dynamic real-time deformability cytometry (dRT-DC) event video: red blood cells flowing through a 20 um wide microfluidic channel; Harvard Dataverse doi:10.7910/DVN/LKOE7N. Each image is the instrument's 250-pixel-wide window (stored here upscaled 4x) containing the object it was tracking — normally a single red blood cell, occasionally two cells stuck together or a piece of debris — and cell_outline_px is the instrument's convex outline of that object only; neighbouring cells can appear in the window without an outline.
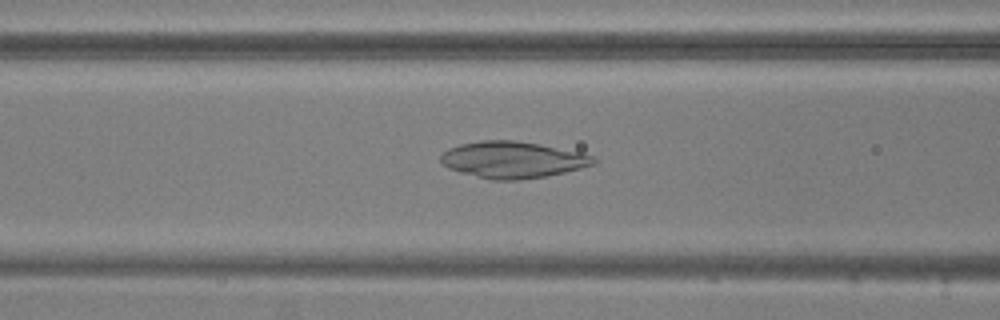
{"species": "common noctule bat (a hibernating species)", "species_latin": "Nyctalus noctula", "temperature_condition": "warm", "stored_images_in_passage": 49, "camera_frame_rate_fps": 3000, "um_per_image_px": 0.085, "animal": {"sex": "male", "body_mass_g": 20.5, "forearm_length_mm": 52.5}, "frame": {"image": 1, "passage_image": 16, "time_ms": 5.0, "image_size_px": [1000, 320], "cell_outline_px": [[596, 164], [548, 176], [520, 180], [492, 180], [460, 172], [448, 168], [440, 160], [440, 156], [448, 148], [460, 144], [480, 140], [512, 140], [540, 144], [580, 152], [592, 156], [596, 160]], "centroid_in_image_um": [43.57, 13.58], "position_along_channel_um": 123.0, "area_um2": 32.54}}
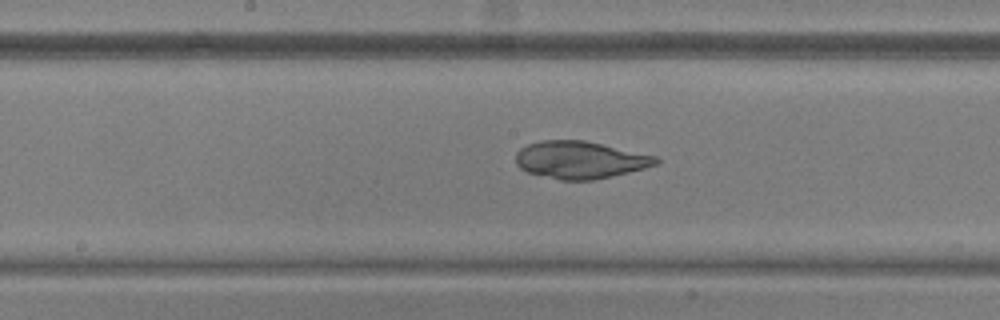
{"frame": {"image": 2, "passage_image": 22, "time_ms": 7.0, "image_size_px": [1000, 320], "cell_outline_px": [[660, 160], [656, 164], [644, 168], [628, 172], [592, 180], [560, 180], [528, 172], [520, 168], [516, 164], [516, 152], [520, 148], [528, 144], [540, 140], [584, 140], [656, 156]], "centroid_in_image_um": [49.27, 13.58], "position_along_channel_um": 198.9, "area_um2": 30.29}}
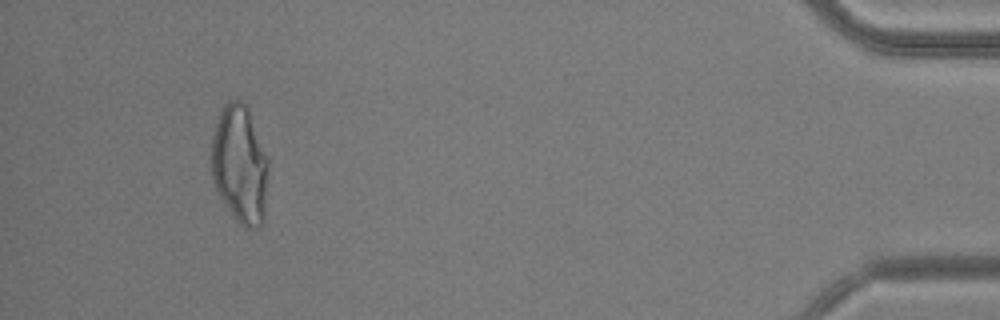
{"frame": {"image": 3, "passage_image": 45, "time_ms": 14.667, "image_size_px": [1000, 320], "cell_outline_px": [[268, 168], [264, 220], [260, 228], [244, 228], [236, 220], [220, 196], [212, 180], [212, 136], [220, 112], [224, 104], [228, 100], [240, 100], [248, 108], [268, 160]], "centroid_in_image_um": [20.39, 14.0], "position_along_channel_um": 414.8, "area_um2": 39.02}}